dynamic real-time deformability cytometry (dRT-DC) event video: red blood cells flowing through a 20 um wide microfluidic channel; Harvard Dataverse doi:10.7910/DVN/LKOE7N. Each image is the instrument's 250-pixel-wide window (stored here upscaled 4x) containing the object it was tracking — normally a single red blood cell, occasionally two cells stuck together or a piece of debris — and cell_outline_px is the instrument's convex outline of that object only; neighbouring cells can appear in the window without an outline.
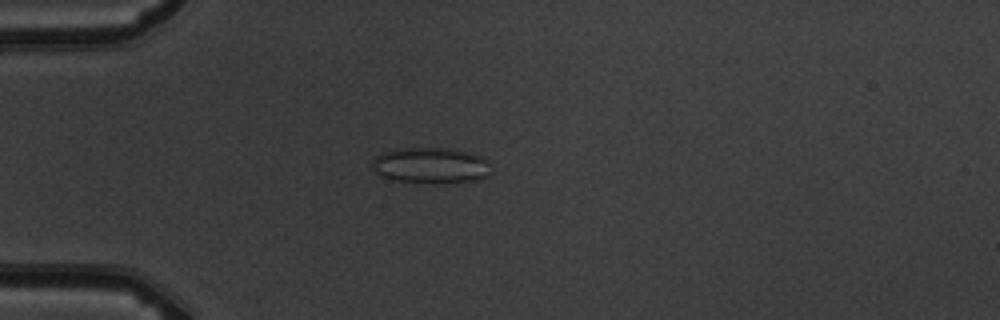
{"species": "common noctule bat (a hibernating species)", "species_latin": "Nyctalus noctula", "temperature_condition": "warm", "stored_images_in_passage": 5, "camera_frame_rate_fps": 3000, "um_per_image_px": 0.085, "animal": {"sex": "male", "body_mass_g": 19.5, "forearm_length_mm": 54.6}, "frame": {"image": 1, "passage_image": 5, "time_ms": 4.333, "image_size_px": [1000, 320], "cell_outline_px": [[492, 172], [488, 176], [476, 180], [444, 184], [432, 184], [388, 180], [376, 172], [372, 168], [372, 160], [376, 156], [384, 152], [396, 148], [440, 148], [468, 152], [480, 156], [488, 160]], "centroid_in_image_um": [36.61, 14.09], "position_along_channel_um": 48.4, "area_um2": 25.37}}